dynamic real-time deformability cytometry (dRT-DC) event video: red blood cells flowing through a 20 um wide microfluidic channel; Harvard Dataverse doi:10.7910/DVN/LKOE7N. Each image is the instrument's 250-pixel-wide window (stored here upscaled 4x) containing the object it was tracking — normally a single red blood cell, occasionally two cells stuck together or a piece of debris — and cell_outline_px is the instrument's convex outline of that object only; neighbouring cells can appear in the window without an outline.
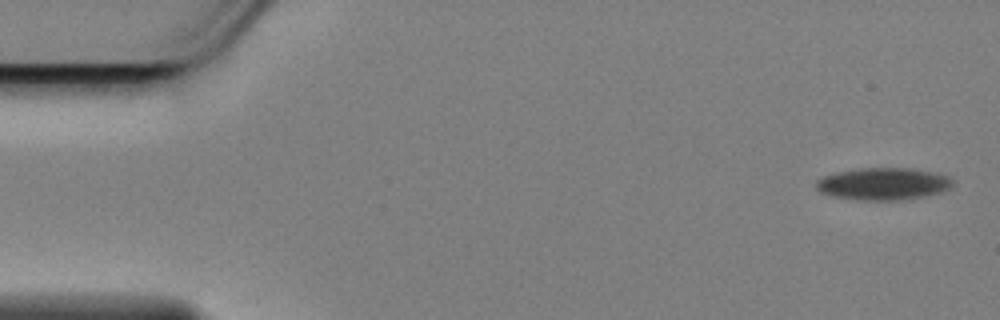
{"species": "Egyptian fruit bat (a non-hibernating species)", "species_latin": "Rousettus aegyptiacus", "temperature_condition": "cold", "stored_images_in_passage": 57, "camera_frame_rate_fps": 3000, "um_per_image_px": 0.085, "animal": {"sex": "female"}, "frame": {"image": 1, "passage_image": 1, "time_ms": 0.0, "image_size_px": [1000, 320], "cell_outline_px": [[952, 184], [948, 188], [940, 192], [920, 196], [896, 200], [864, 200], [832, 196], [820, 192], [816, 188], [816, 180], [832, 172], [860, 168], [912, 168], [936, 172], [948, 176], [952, 180]], "centroid_in_image_um": [75.03, 15.6], "position_along_channel_um": 10.0, "area_um2": 25.49}}
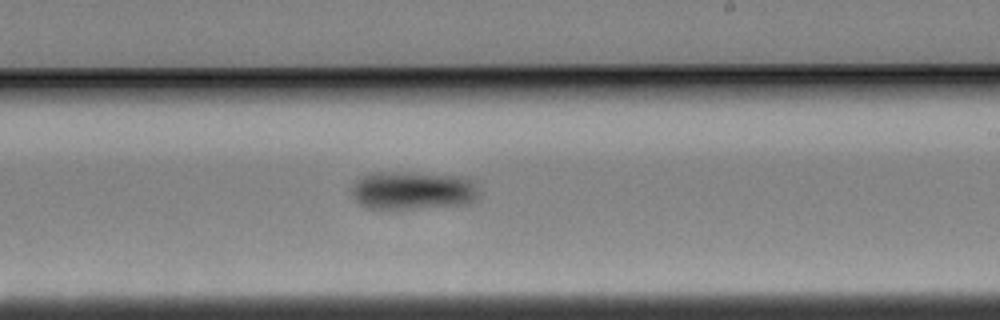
{"frame": {"image": 2, "passage_image": 33, "time_ms": 10.667, "image_size_px": [1000, 320], "cell_outline_px": [[480, 196], [476, 200], [468, 204], [412, 208], [368, 208], [360, 204], [356, 200], [352, 192], [352, 184], [356, 180], [372, 172], [400, 172], [464, 176], [472, 180]], "centroid_in_image_um": [35.11, 16.18], "position_along_channel_um": 253.9, "area_um2": 28.26}}
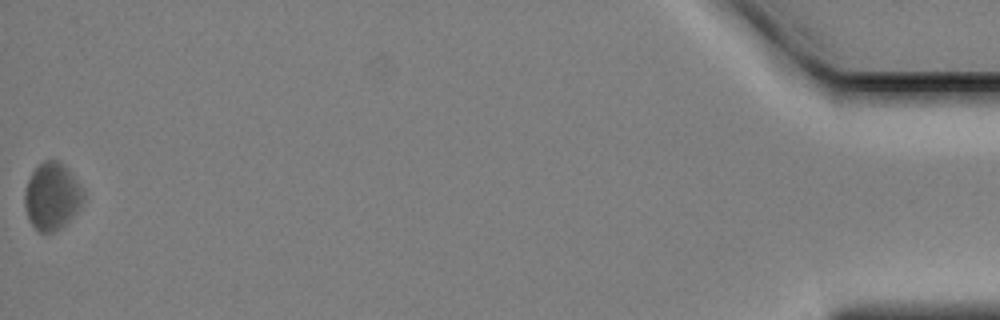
{"frame": {"image": 3, "passage_image": 57, "time_ms": 18.667, "image_size_px": [1000, 320], "cell_outline_px": [[84, 200], [80, 208], [64, 224], [52, 232], [40, 232], [28, 220], [24, 204], [24, 192], [28, 180], [32, 172], [44, 160], [56, 160], [84, 188]], "centroid_in_image_um": [4.4, 16.7], "position_along_channel_um": 430.8, "area_um2": 22.54}, "authors_computed_cell_mechanics": {"area_um2": 25.9522, "velocity_mm_per_s": 3.4147, "shape_relaxation_time_tau1_ms": 2.5051, "shape_relaxation_time_tau2_ms": null, "deformation_change_tau1": 0.0619, "deformation_change_tau2": null}}